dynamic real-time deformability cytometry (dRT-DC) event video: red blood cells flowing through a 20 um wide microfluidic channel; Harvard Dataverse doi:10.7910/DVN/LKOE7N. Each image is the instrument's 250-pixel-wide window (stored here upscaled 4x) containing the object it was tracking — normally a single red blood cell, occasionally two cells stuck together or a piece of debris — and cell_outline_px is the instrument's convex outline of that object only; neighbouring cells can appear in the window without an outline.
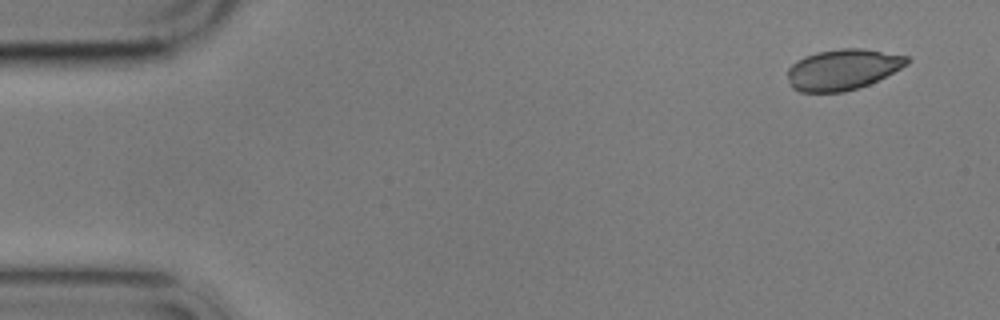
{"species": "common noctule bat (a hibernating species)", "species_latin": "Nyctalus noctula", "temperature_condition": "cold", "stored_images_in_passage": 4, "camera_frame_rate_fps": 3000, "um_per_image_px": 0.085, "animal": {"sex": "male", "body_mass_g": 17.9}, "frame": {"image": 1, "passage_image": 1, "time_ms": 0.0, "image_size_px": [1000, 320], "cell_outline_px": [[912, 60], [908, 64], [868, 84], [844, 92], [800, 92], [792, 88], [788, 80], [788, 68], [796, 60], [804, 56], [816, 52], [840, 48], [864, 48], [908, 56]], "centroid_in_image_um": [71.61, 5.89], "position_along_channel_um": 13.4, "area_um2": 28.38}}